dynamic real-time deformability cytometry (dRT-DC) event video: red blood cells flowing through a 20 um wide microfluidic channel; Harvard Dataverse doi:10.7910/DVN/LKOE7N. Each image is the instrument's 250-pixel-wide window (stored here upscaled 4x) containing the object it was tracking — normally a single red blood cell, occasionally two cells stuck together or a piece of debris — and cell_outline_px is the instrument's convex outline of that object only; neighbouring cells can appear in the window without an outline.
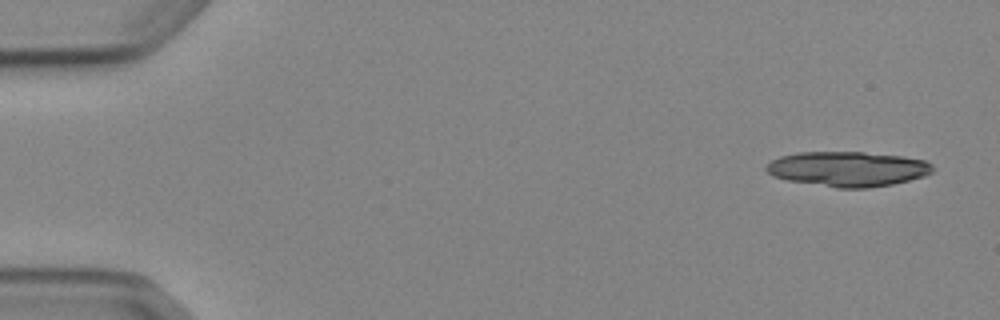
{"species": "Egyptian fruit bat (a non-hibernating species)", "species_latin": "Rousettus aegyptiacus", "temperature_condition": "cold", "stored_images_in_passage": 4, "camera_frame_rate_fps": 3000, "um_per_image_px": 0.085, "animal": {"sex": "female"}, "frame": {"image": 1, "passage_image": 1, "time_ms": 0.0, "image_size_px": [1000, 320], "cell_outline_px": [[936, 168], [932, 172], [924, 176], [892, 184], [868, 188], [836, 188], [788, 180], [772, 176], [764, 168], [772, 160], [780, 156], [800, 152], [864, 152], [900, 156], [924, 160], [932, 164]], "centroid_in_image_um": [72.07, 14.36], "position_along_channel_um": 12.9, "area_um2": 33.87}}